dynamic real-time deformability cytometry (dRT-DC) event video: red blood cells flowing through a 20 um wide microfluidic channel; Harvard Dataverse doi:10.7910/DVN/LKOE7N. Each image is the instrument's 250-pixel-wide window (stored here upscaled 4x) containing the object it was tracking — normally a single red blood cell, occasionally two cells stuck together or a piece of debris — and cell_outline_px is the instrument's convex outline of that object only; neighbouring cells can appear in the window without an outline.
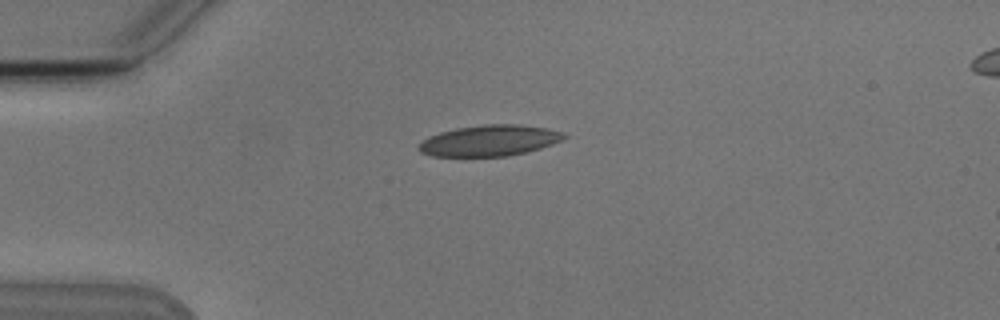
{"species": "Egyptian fruit bat (a non-hibernating species)", "species_latin": "Rousettus aegyptiacus", "temperature_condition": "cold", "stored_images_in_passage": 2, "camera_frame_rate_fps": 3000, "um_per_image_px": 0.085, "animal": {"sex": "male"}, "frame": {"image": 1, "passage_image": 1, "time_ms": 0.0, "image_size_px": [1000, 320], "cell_outline_px": [[568, 136], [552, 144], [540, 148], [508, 156], [432, 156], [420, 152], [416, 148], [428, 136], [440, 132], [456, 128], [488, 124], [516, 124], [544, 128], [564, 132]], "centroid_in_image_um": [41.58, 11.95], "position_along_channel_um": 43.4, "area_um2": 26.01}}